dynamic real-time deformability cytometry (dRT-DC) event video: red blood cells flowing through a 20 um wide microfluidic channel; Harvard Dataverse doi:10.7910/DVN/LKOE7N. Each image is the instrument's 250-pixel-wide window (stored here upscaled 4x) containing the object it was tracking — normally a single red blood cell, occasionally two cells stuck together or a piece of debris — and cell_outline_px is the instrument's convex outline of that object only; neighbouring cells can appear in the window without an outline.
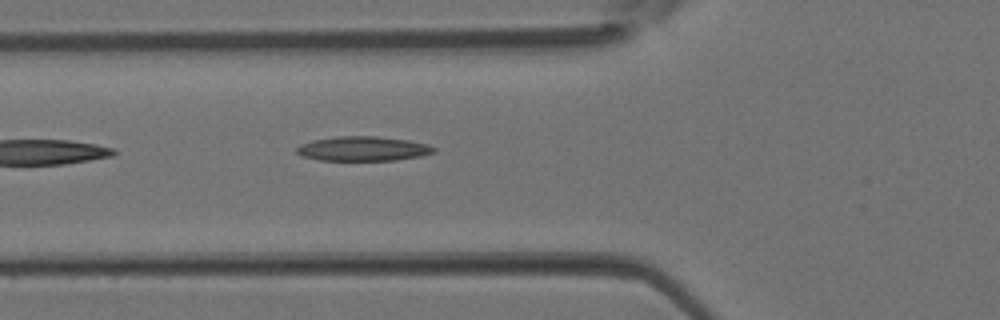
{"species": "Egyptian fruit bat (a non-hibernating species)", "species_latin": "Rousettus aegyptiacus", "temperature_condition": "room temperature", "stored_images_in_passage": 4, "camera_frame_rate_fps": 3000, "um_per_image_px": 0.085, "animal": {"sex": "female"}, "frame": {"image": 1, "passage_image": 4, "time_ms": 1.0, "image_size_px": [1000, 320], "cell_outline_px": [[436, 152], [420, 156], [396, 160], [320, 160], [304, 156], [296, 152], [296, 148], [300, 144], [312, 140], [336, 136], [376, 136], [408, 140], [428, 144], [436, 148]], "centroid_in_image_um": [30.87, 12.63], "position_along_channel_um": 94.9, "area_um2": 19.59}}